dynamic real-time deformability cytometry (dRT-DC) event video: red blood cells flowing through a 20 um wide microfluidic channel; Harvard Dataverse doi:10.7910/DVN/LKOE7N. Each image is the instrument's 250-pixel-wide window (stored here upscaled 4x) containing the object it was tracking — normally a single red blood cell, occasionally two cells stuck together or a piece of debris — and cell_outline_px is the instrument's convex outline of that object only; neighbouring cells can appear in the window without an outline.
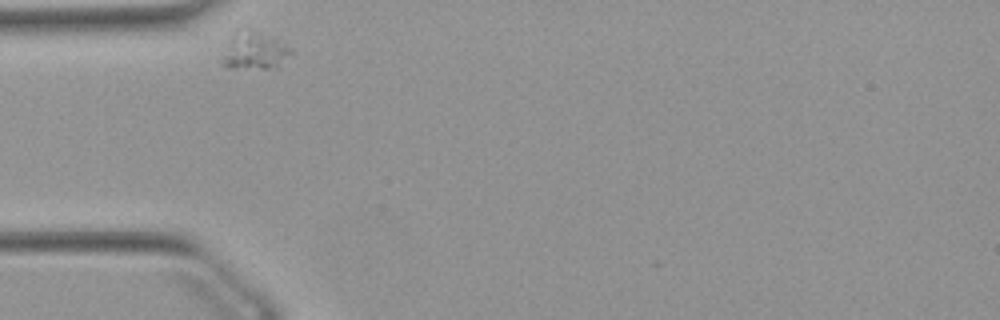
{"species": "Egyptian fruit bat (a non-hibernating species)", "species_latin": "Rousettus aegyptiacus", "temperature_condition": "warm", "stored_images_in_passage": 27, "camera_frame_rate_fps": 3000, "um_per_image_px": 0.085, "animal": {"sex": "female"}, "frame": {"image": 1, "passage_image": 1, "time_ms": 0.0, "image_size_px": [1000, 320], "cell_outline_px": [[292, 52], [276, 68], [228, 68], [220, 64], [244, 36], [252, 32], [276, 40], [292, 48]], "centroid_in_image_um": [21.85, 4.51], "position_along_channel_um": 63.2, "area_um2": 12.37}}
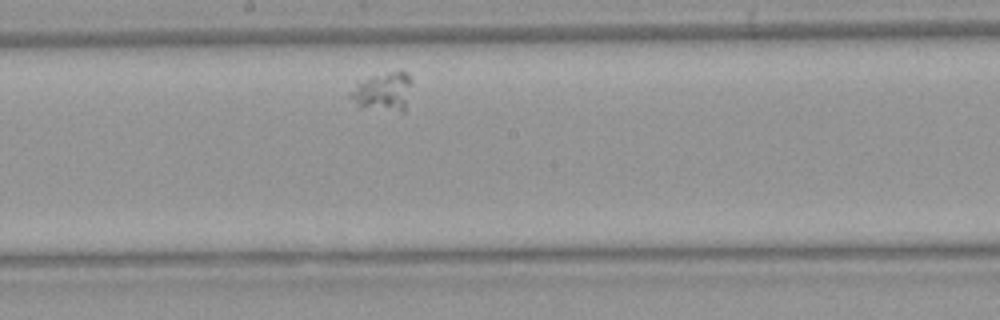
{"frame": {"image": 2, "passage_image": 15, "time_ms": 4.667, "image_size_px": [1000, 320], "cell_outline_px": [[412, 84], [404, 112], [400, 112], [360, 108], [348, 96], [348, 92], [356, 80], [368, 76], [400, 68], [408, 72], [412, 80]], "centroid_in_image_um": [32.53, 7.74], "position_along_channel_um": 215.7, "area_um2": 14.91}}
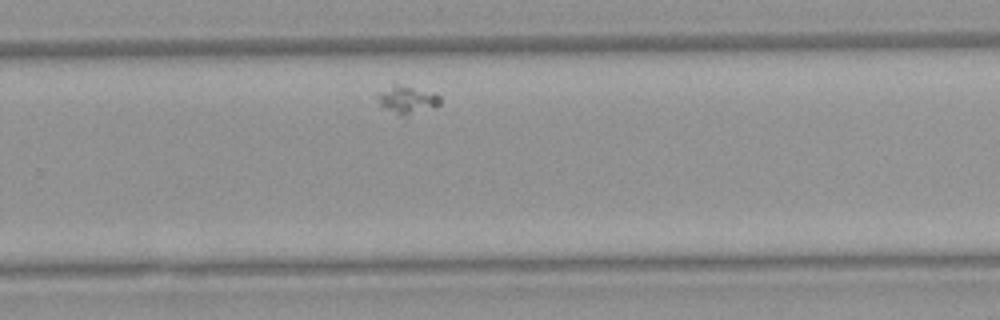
{"frame": {"image": 3, "passage_image": 22, "time_ms": 7.0, "image_size_px": [1000, 320], "cell_outline_px": [[440, 104], [436, 108], [408, 112], [396, 112], [384, 108], [380, 104], [376, 96], [376, 92], [392, 80], [436, 92], [440, 96]], "centroid_in_image_um": [34.57, 8.31], "position_along_channel_um": 295.2, "area_um2": 10.52}}